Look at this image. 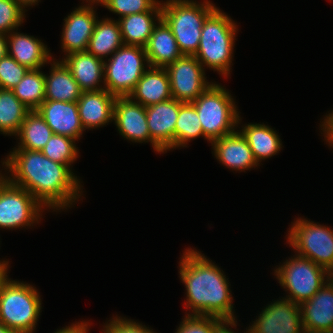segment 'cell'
I'll return each mask as SVG.
<instances>
[{
	"mask_svg": "<svg viewBox=\"0 0 333 333\" xmlns=\"http://www.w3.org/2000/svg\"><path fill=\"white\" fill-rule=\"evenodd\" d=\"M1 163V170L6 172L2 174L32 194L47 210L71 209L82 197L83 185L72 167L50 160L41 151L13 149Z\"/></svg>",
	"mask_w": 333,
	"mask_h": 333,
	"instance_id": "cell-1",
	"label": "cell"
},
{
	"mask_svg": "<svg viewBox=\"0 0 333 333\" xmlns=\"http://www.w3.org/2000/svg\"><path fill=\"white\" fill-rule=\"evenodd\" d=\"M179 277L186 288L185 315L237 320L229 278L201 251L186 248L179 262Z\"/></svg>",
	"mask_w": 333,
	"mask_h": 333,
	"instance_id": "cell-2",
	"label": "cell"
},
{
	"mask_svg": "<svg viewBox=\"0 0 333 333\" xmlns=\"http://www.w3.org/2000/svg\"><path fill=\"white\" fill-rule=\"evenodd\" d=\"M230 16L217 7L205 20L199 48L194 55L203 68L230 76L238 26Z\"/></svg>",
	"mask_w": 333,
	"mask_h": 333,
	"instance_id": "cell-3",
	"label": "cell"
},
{
	"mask_svg": "<svg viewBox=\"0 0 333 333\" xmlns=\"http://www.w3.org/2000/svg\"><path fill=\"white\" fill-rule=\"evenodd\" d=\"M8 272L0 278V323L16 333H34L42 300L32 284L11 280Z\"/></svg>",
	"mask_w": 333,
	"mask_h": 333,
	"instance_id": "cell-4",
	"label": "cell"
},
{
	"mask_svg": "<svg viewBox=\"0 0 333 333\" xmlns=\"http://www.w3.org/2000/svg\"><path fill=\"white\" fill-rule=\"evenodd\" d=\"M161 18L170 27L183 55L194 56L199 48L206 18L217 8L212 1H161Z\"/></svg>",
	"mask_w": 333,
	"mask_h": 333,
	"instance_id": "cell-5",
	"label": "cell"
},
{
	"mask_svg": "<svg viewBox=\"0 0 333 333\" xmlns=\"http://www.w3.org/2000/svg\"><path fill=\"white\" fill-rule=\"evenodd\" d=\"M191 103L195 106L204 135L211 142L233 133L242 122L230 91L215 81Z\"/></svg>",
	"mask_w": 333,
	"mask_h": 333,
	"instance_id": "cell-6",
	"label": "cell"
},
{
	"mask_svg": "<svg viewBox=\"0 0 333 333\" xmlns=\"http://www.w3.org/2000/svg\"><path fill=\"white\" fill-rule=\"evenodd\" d=\"M283 261L274 269V276L287 293L286 299L301 305L317 293L328 281V271L311 259L299 256Z\"/></svg>",
	"mask_w": 333,
	"mask_h": 333,
	"instance_id": "cell-7",
	"label": "cell"
},
{
	"mask_svg": "<svg viewBox=\"0 0 333 333\" xmlns=\"http://www.w3.org/2000/svg\"><path fill=\"white\" fill-rule=\"evenodd\" d=\"M149 67L144 47L123 45L104 60L105 89L116 97H127Z\"/></svg>",
	"mask_w": 333,
	"mask_h": 333,
	"instance_id": "cell-8",
	"label": "cell"
},
{
	"mask_svg": "<svg viewBox=\"0 0 333 333\" xmlns=\"http://www.w3.org/2000/svg\"><path fill=\"white\" fill-rule=\"evenodd\" d=\"M291 223L286 243L292 250L327 271L333 270V229L301 217Z\"/></svg>",
	"mask_w": 333,
	"mask_h": 333,
	"instance_id": "cell-9",
	"label": "cell"
},
{
	"mask_svg": "<svg viewBox=\"0 0 333 333\" xmlns=\"http://www.w3.org/2000/svg\"><path fill=\"white\" fill-rule=\"evenodd\" d=\"M47 210L32 194L0 172V228L22 229L39 224Z\"/></svg>",
	"mask_w": 333,
	"mask_h": 333,
	"instance_id": "cell-10",
	"label": "cell"
},
{
	"mask_svg": "<svg viewBox=\"0 0 333 333\" xmlns=\"http://www.w3.org/2000/svg\"><path fill=\"white\" fill-rule=\"evenodd\" d=\"M170 79L172 98L180 102L195 101L214 82H208L206 69L195 56L183 55L165 68Z\"/></svg>",
	"mask_w": 333,
	"mask_h": 333,
	"instance_id": "cell-11",
	"label": "cell"
},
{
	"mask_svg": "<svg viewBox=\"0 0 333 333\" xmlns=\"http://www.w3.org/2000/svg\"><path fill=\"white\" fill-rule=\"evenodd\" d=\"M250 333H304L299 304L280 298L267 304L249 325Z\"/></svg>",
	"mask_w": 333,
	"mask_h": 333,
	"instance_id": "cell-12",
	"label": "cell"
},
{
	"mask_svg": "<svg viewBox=\"0 0 333 333\" xmlns=\"http://www.w3.org/2000/svg\"><path fill=\"white\" fill-rule=\"evenodd\" d=\"M179 114V101L169 100L146 107L151 145L156 153L165 154L175 149V126Z\"/></svg>",
	"mask_w": 333,
	"mask_h": 333,
	"instance_id": "cell-13",
	"label": "cell"
},
{
	"mask_svg": "<svg viewBox=\"0 0 333 333\" xmlns=\"http://www.w3.org/2000/svg\"><path fill=\"white\" fill-rule=\"evenodd\" d=\"M95 6H79L64 18L61 48L65 56L87 50L98 16Z\"/></svg>",
	"mask_w": 333,
	"mask_h": 333,
	"instance_id": "cell-14",
	"label": "cell"
},
{
	"mask_svg": "<svg viewBox=\"0 0 333 333\" xmlns=\"http://www.w3.org/2000/svg\"><path fill=\"white\" fill-rule=\"evenodd\" d=\"M113 122L125 140L151 144L146 107L127 97H116Z\"/></svg>",
	"mask_w": 333,
	"mask_h": 333,
	"instance_id": "cell-15",
	"label": "cell"
},
{
	"mask_svg": "<svg viewBox=\"0 0 333 333\" xmlns=\"http://www.w3.org/2000/svg\"><path fill=\"white\" fill-rule=\"evenodd\" d=\"M212 153L219 163L232 171L246 172L260 166L239 130L211 142Z\"/></svg>",
	"mask_w": 333,
	"mask_h": 333,
	"instance_id": "cell-16",
	"label": "cell"
},
{
	"mask_svg": "<svg viewBox=\"0 0 333 333\" xmlns=\"http://www.w3.org/2000/svg\"><path fill=\"white\" fill-rule=\"evenodd\" d=\"M300 308L304 332L333 333V286L329 281Z\"/></svg>",
	"mask_w": 333,
	"mask_h": 333,
	"instance_id": "cell-17",
	"label": "cell"
},
{
	"mask_svg": "<svg viewBox=\"0 0 333 333\" xmlns=\"http://www.w3.org/2000/svg\"><path fill=\"white\" fill-rule=\"evenodd\" d=\"M53 133L73 138L78 142L83 128L78 113L77 102L44 100L37 109Z\"/></svg>",
	"mask_w": 333,
	"mask_h": 333,
	"instance_id": "cell-18",
	"label": "cell"
},
{
	"mask_svg": "<svg viewBox=\"0 0 333 333\" xmlns=\"http://www.w3.org/2000/svg\"><path fill=\"white\" fill-rule=\"evenodd\" d=\"M115 99L106 89L82 92L77 105L83 128L93 130L113 122Z\"/></svg>",
	"mask_w": 333,
	"mask_h": 333,
	"instance_id": "cell-19",
	"label": "cell"
},
{
	"mask_svg": "<svg viewBox=\"0 0 333 333\" xmlns=\"http://www.w3.org/2000/svg\"><path fill=\"white\" fill-rule=\"evenodd\" d=\"M8 55L28 69H40L54 58L41 39L17 30L7 35Z\"/></svg>",
	"mask_w": 333,
	"mask_h": 333,
	"instance_id": "cell-20",
	"label": "cell"
},
{
	"mask_svg": "<svg viewBox=\"0 0 333 333\" xmlns=\"http://www.w3.org/2000/svg\"><path fill=\"white\" fill-rule=\"evenodd\" d=\"M63 57L62 61L70 69L73 78L83 92L105 89L104 60L87 51L76 52Z\"/></svg>",
	"mask_w": 333,
	"mask_h": 333,
	"instance_id": "cell-21",
	"label": "cell"
},
{
	"mask_svg": "<svg viewBox=\"0 0 333 333\" xmlns=\"http://www.w3.org/2000/svg\"><path fill=\"white\" fill-rule=\"evenodd\" d=\"M128 97L145 107L171 99L170 79L167 70L150 66Z\"/></svg>",
	"mask_w": 333,
	"mask_h": 333,
	"instance_id": "cell-22",
	"label": "cell"
},
{
	"mask_svg": "<svg viewBox=\"0 0 333 333\" xmlns=\"http://www.w3.org/2000/svg\"><path fill=\"white\" fill-rule=\"evenodd\" d=\"M149 66L166 68L183 56L170 27L161 18L145 45Z\"/></svg>",
	"mask_w": 333,
	"mask_h": 333,
	"instance_id": "cell-23",
	"label": "cell"
},
{
	"mask_svg": "<svg viewBox=\"0 0 333 333\" xmlns=\"http://www.w3.org/2000/svg\"><path fill=\"white\" fill-rule=\"evenodd\" d=\"M49 74H45V100L77 102L82 90L72 76L70 69L60 59L50 61Z\"/></svg>",
	"mask_w": 333,
	"mask_h": 333,
	"instance_id": "cell-24",
	"label": "cell"
},
{
	"mask_svg": "<svg viewBox=\"0 0 333 333\" xmlns=\"http://www.w3.org/2000/svg\"><path fill=\"white\" fill-rule=\"evenodd\" d=\"M161 19V1L150 11L135 13L117 19L124 45L145 47L154 26Z\"/></svg>",
	"mask_w": 333,
	"mask_h": 333,
	"instance_id": "cell-25",
	"label": "cell"
},
{
	"mask_svg": "<svg viewBox=\"0 0 333 333\" xmlns=\"http://www.w3.org/2000/svg\"><path fill=\"white\" fill-rule=\"evenodd\" d=\"M241 134L249 144L254 158L260 165L261 161L277 155L282 149V140L277 131L264 123H248L241 125Z\"/></svg>",
	"mask_w": 333,
	"mask_h": 333,
	"instance_id": "cell-26",
	"label": "cell"
},
{
	"mask_svg": "<svg viewBox=\"0 0 333 333\" xmlns=\"http://www.w3.org/2000/svg\"><path fill=\"white\" fill-rule=\"evenodd\" d=\"M123 45L118 21L107 17L96 22L86 51L97 58L106 60Z\"/></svg>",
	"mask_w": 333,
	"mask_h": 333,
	"instance_id": "cell-27",
	"label": "cell"
},
{
	"mask_svg": "<svg viewBox=\"0 0 333 333\" xmlns=\"http://www.w3.org/2000/svg\"><path fill=\"white\" fill-rule=\"evenodd\" d=\"M53 131L47 125L44 118L37 110L30 111L16 136L19 139L18 145L13 149L38 150L45 147Z\"/></svg>",
	"mask_w": 333,
	"mask_h": 333,
	"instance_id": "cell-28",
	"label": "cell"
},
{
	"mask_svg": "<svg viewBox=\"0 0 333 333\" xmlns=\"http://www.w3.org/2000/svg\"><path fill=\"white\" fill-rule=\"evenodd\" d=\"M30 112L9 89L0 88V133L16 136L26 115Z\"/></svg>",
	"mask_w": 333,
	"mask_h": 333,
	"instance_id": "cell-29",
	"label": "cell"
},
{
	"mask_svg": "<svg viewBox=\"0 0 333 333\" xmlns=\"http://www.w3.org/2000/svg\"><path fill=\"white\" fill-rule=\"evenodd\" d=\"M200 136L211 143L204 135L195 106L191 102L179 101V114L175 126V149L187 147L191 140Z\"/></svg>",
	"mask_w": 333,
	"mask_h": 333,
	"instance_id": "cell-30",
	"label": "cell"
},
{
	"mask_svg": "<svg viewBox=\"0 0 333 333\" xmlns=\"http://www.w3.org/2000/svg\"><path fill=\"white\" fill-rule=\"evenodd\" d=\"M42 69H29L12 91L30 111L37 110L45 100V75Z\"/></svg>",
	"mask_w": 333,
	"mask_h": 333,
	"instance_id": "cell-31",
	"label": "cell"
},
{
	"mask_svg": "<svg viewBox=\"0 0 333 333\" xmlns=\"http://www.w3.org/2000/svg\"><path fill=\"white\" fill-rule=\"evenodd\" d=\"M75 142L76 140L71 137L54 133L40 151L50 160L70 168L80 153Z\"/></svg>",
	"mask_w": 333,
	"mask_h": 333,
	"instance_id": "cell-32",
	"label": "cell"
},
{
	"mask_svg": "<svg viewBox=\"0 0 333 333\" xmlns=\"http://www.w3.org/2000/svg\"><path fill=\"white\" fill-rule=\"evenodd\" d=\"M25 10L16 0H0V33L10 34L24 23Z\"/></svg>",
	"mask_w": 333,
	"mask_h": 333,
	"instance_id": "cell-33",
	"label": "cell"
},
{
	"mask_svg": "<svg viewBox=\"0 0 333 333\" xmlns=\"http://www.w3.org/2000/svg\"><path fill=\"white\" fill-rule=\"evenodd\" d=\"M175 333H215L224 321L214 316L185 315Z\"/></svg>",
	"mask_w": 333,
	"mask_h": 333,
	"instance_id": "cell-34",
	"label": "cell"
},
{
	"mask_svg": "<svg viewBox=\"0 0 333 333\" xmlns=\"http://www.w3.org/2000/svg\"><path fill=\"white\" fill-rule=\"evenodd\" d=\"M28 70L26 66L20 65L7 54L0 60V88L12 90L19 84Z\"/></svg>",
	"mask_w": 333,
	"mask_h": 333,
	"instance_id": "cell-35",
	"label": "cell"
},
{
	"mask_svg": "<svg viewBox=\"0 0 333 333\" xmlns=\"http://www.w3.org/2000/svg\"><path fill=\"white\" fill-rule=\"evenodd\" d=\"M159 0H105L104 7L119 18L150 11Z\"/></svg>",
	"mask_w": 333,
	"mask_h": 333,
	"instance_id": "cell-36",
	"label": "cell"
},
{
	"mask_svg": "<svg viewBox=\"0 0 333 333\" xmlns=\"http://www.w3.org/2000/svg\"><path fill=\"white\" fill-rule=\"evenodd\" d=\"M101 333H157L152 328L143 325L134 319L122 316H112L103 326Z\"/></svg>",
	"mask_w": 333,
	"mask_h": 333,
	"instance_id": "cell-37",
	"label": "cell"
},
{
	"mask_svg": "<svg viewBox=\"0 0 333 333\" xmlns=\"http://www.w3.org/2000/svg\"><path fill=\"white\" fill-rule=\"evenodd\" d=\"M86 321H79L72 323L71 325L57 329L54 333H88L91 323Z\"/></svg>",
	"mask_w": 333,
	"mask_h": 333,
	"instance_id": "cell-38",
	"label": "cell"
},
{
	"mask_svg": "<svg viewBox=\"0 0 333 333\" xmlns=\"http://www.w3.org/2000/svg\"><path fill=\"white\" fill-rule=\"evenodd\" d=\"M320 127L323 133L322 136H324V141L327 142H333V110L332 112L325 115L323 118V121L320 123Z\"/></svg>",
	"mask_w": 333,
	"mask_h": 333,
	"instance_id": "cell-39",
	"label": "cell"
},
{
	"mask_svg": "<svg viewBox=\"0 0 333 333\" xmlns=\"http://www.w3.org/2000/svg\"><path fill=\"white\" fill-rule=\"evenodd\" d=\"M230 327V328H229ZM237 327V320H224L216 329L215 333H237L232 328ZM246 332L244 333H250V329L246 328Z\"/></svg>",
	"mask_w": 333,
	"mask_h": 333,
	"instance_id": "cell-40",
	"label": "cell"
},
{
	"mask_svg": "<svg viewBox=\"0 0 333 333\" xmlns=\"http://www.w3.org/2000/svg\"><path fill=\"white\" fill-rule=\"evenodd\" d=\"M8 54L7 35L0 33V60Z\"/></svg>",
	"mask_w": 333,
	"mask_h": 333,
	"instance_id": "cell-41",
	"label": "cell"
},
{
	"mask_svg": "<svg viewBox=\"0 0 333 333\" xmlns=\"http://www.w3.org/2000/svg\"><path fill=\"white\" fill-rule=\"evenodd\" d=\"M18 2V4L25 10L27 11L26 8H28L29 6L33 7L35 5H37L39 3V1L41 2V0H16Z\"/></svg>",
	"mask_w": 333,
	"mask_h": 333,
	"instance_id": "cell-42",
	"label": "cell"
},
{
	"mask_svg": "<svg viewBox=\"0 0 333 333\" xmlns=\"http://www.w3.org/2000/svg\"><path fill=\"white\" fill-rule=\"evenodd\" d=\"M83 1H86L87 4L85 2H82L83 3L82 6H94V4L98 6L100 4L101 6H103L105 2V0H83Z\"/></svg>",
	"mask_w": 333,
	"mask_h": 333,
	"instance_id": "cell-43",
	"label": "cell"
},
{
	"mask_svg": "<svg viewBox=\"0 0 333 333\" xmlns=\"http://www.w3.org/2000/svg\"><path fill=\"white\" fill-rule=\"evenodd\" d=\"M9 261L7 259L0 260V268L6 273L9 272Z\"/></svg>",
	"mask_w": 333,
	"mask_h": 333,
	"instance_id": "cell-44",
	"label": "cell"
},
{
	"mask_svg": "<svg viewBox=\"0 0 333 333\" xmlns=\"http://www.w3.org/2000/svg\"><path fill=\"white\" fill-rule=\"evenodd\" d=\"M0 333H16L11 329H8L5 325L0 323Z\"/></svg>",
	"mask_w": 333,
	"mask_h": 333,
	"instance_id": "cell-45",
	"label": "cell"
},
{
	"mask_svg": "<svg viewBox=\"0 0 333 333\" xmlns=\"http://www.w3.org/2000/svg\"><path fill=\"white\" fill-rule=\"evenodd\" d=\"M328 281L333 286V270L328 271Z\"/></svg>",
	"mask_w": 333,
	"mask_h": 333,
	"instance_id": "cell-46",
	"label": "cell"
},
{
	"mask_svg": "<svg viewBox=\"0 0 333 333\" xmlns=\"http://www.w3.org/2000/svg\"><path fill=\"white\" fill-rule=\"evenodd\" d=\"M4 271L0 268V278L4 275Z\"/></svg>",
	"mask_w": 333,
	"mask_h": 333,
	"instance_id": "cell-47",
	"label": "cell"
},
{
	"mask_svg": "<svg viewBox=\"0 0 333 333\" xmlns=\"http://www.w3.org/2000/svg\"><path fill=\"white\" fill-rule=\"evenodd\" d=\"M328 146H330L331 148H333V142H328Z\"/></svg>",
	"mask_w": 333,
	"mask_h": 333,
	"instance_id": "cell-48",
	"label": "cell"
},
{
	"mask_svg": "<svg viewBox=\"0 0 333 333\" xmlns=\"http://www.w3.org/2000/svg\"><path fill=\"white\" fill-rule=\"evenodd\" d=\"M304 333H322V332H304Z\"/></svg>",
	"mask_w": 333,
	"mask_h": 333,
	"instance_id": "cell-49",
	"label": "cell"
}]
</instances>
